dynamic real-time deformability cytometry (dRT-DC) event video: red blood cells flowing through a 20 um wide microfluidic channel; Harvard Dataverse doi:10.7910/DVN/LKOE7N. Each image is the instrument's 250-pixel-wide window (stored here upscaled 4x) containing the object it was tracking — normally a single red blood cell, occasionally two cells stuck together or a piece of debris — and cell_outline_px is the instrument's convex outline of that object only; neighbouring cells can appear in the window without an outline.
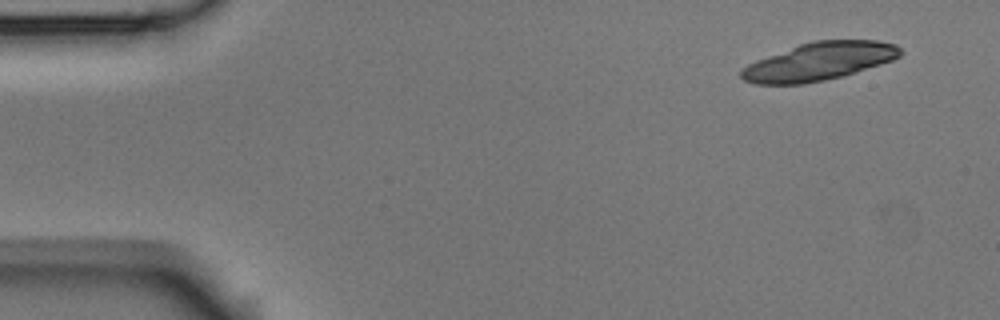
{"species": "Egyptian fruit bat (a non-hibernating species)", "species_latin": "Rousettus aegyptiacus", "temperature_condition": "room temperature", "stored_images_in_passage": 6, "segment_of_instrument_passage": [2, 2], "camera_frame_rate_fps": 3000, "um_per_image_px": 0.085, "animal": {"sex": "male"}, "frame": {"image": 1, "passage_image": 6, "time_ms": 1.667, "image_size_px": [1000, 320], "cell_outline_px": [[904, 52], [900, 56], [892, 60], [880, 64], [840, 76], [824, 80], [804, 84], [756, 84], [744, 80], [740, 76], [740, 72], [748, 64], [756, 60], [800, 44], [812, 40], [876, 40], [896, 44]], "centroid_in_image_um": [69.63, 5.21], "position_along_channel_um": 15.4, "area_um2": 34.85}}